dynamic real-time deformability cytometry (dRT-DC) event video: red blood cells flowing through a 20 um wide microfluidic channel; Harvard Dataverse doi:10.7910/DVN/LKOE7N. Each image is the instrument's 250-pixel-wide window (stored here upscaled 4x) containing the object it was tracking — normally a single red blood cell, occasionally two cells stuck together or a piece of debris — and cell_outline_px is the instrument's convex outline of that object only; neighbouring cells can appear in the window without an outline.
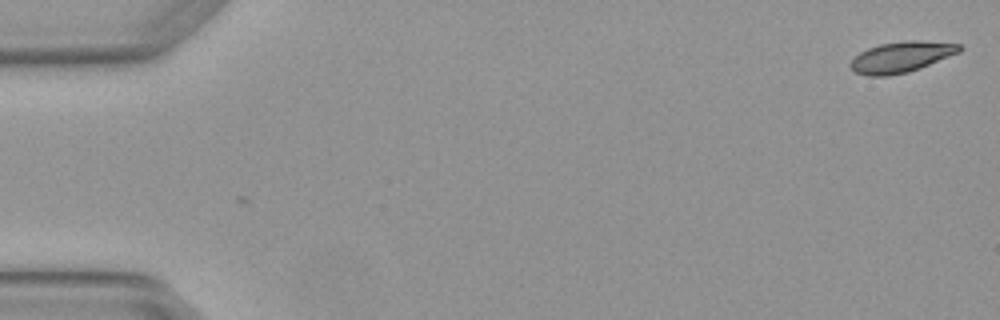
{"species": "Egyptian fruit bat (a non-hibernating species)", "species_latin": "Rousettus aegyptiacus", "temperature_condition": "warm", "stored_images_in_passage": 5, "camera_frame_rate_fps": 3000, "um_per_image_px": 0.085, "animal": {"sex": "female"}, "frame": {"image": 1, "passage_image": 1, "time_ms": 0.0, "image_size_px": [1000, 320], "cell_outline_px": [[964, 48], [960, 52], [920, 68], [908, 72], [888, 76], [868, 76], [856, 72], [848, 64], [860, 52], [868, 48], [880, 44], [904, 40], [920, 40], [960, 44]], "centroid_in_image_um": [76.63, 4.83], "position_along_channel_um": 8.4, "area_um2": 19.59}}
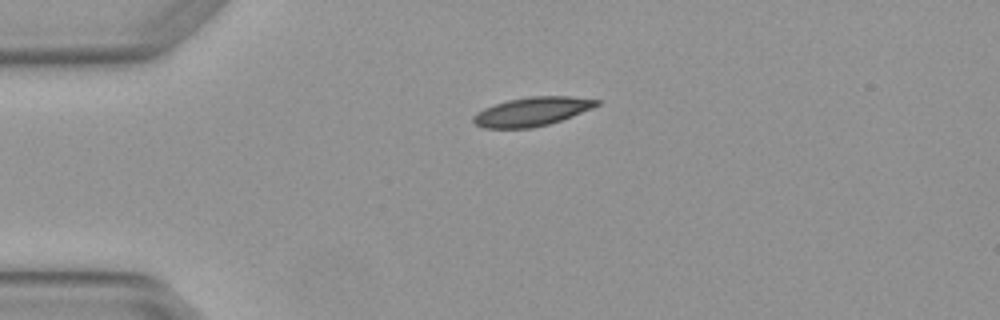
{"frame": {"image": 2, "passage_image": 4, "time_ms": 1.0, "image_size_px": [1000, 320], "cell_outline_px": [[600, 104], [592, 108], [572, 116], [548, 124], [532, 128], [484, 128], [476, 124], [472, 120], [472, 116], [484, 108], [508, 100], [528, 96], [572, 96], [600, 100]], "centroid_in_image_um": [45.22, 9.48], "position_along_channel_um": 39.8, "area_um2": 20.63}}